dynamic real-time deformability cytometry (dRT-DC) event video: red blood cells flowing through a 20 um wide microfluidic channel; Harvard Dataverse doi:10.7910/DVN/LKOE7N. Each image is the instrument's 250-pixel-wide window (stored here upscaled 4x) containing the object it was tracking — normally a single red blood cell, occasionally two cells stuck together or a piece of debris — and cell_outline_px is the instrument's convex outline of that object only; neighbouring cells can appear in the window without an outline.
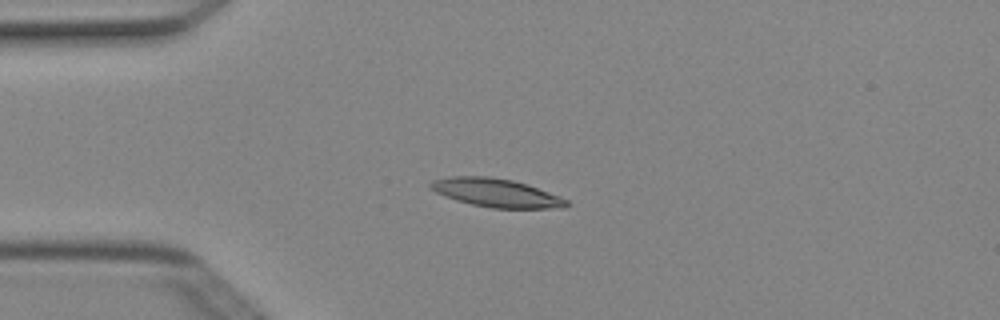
{"species": "Egyptian fruit bat (a non-hibernating species)", "species_latin": "Rousettus aegyptiacus", "temperature_condition": "cold", "stored_images_in_passage": 4, "camera_frame_rate_fps": 3000, "um_per_image_px": 0.085, "animal": {"sex": "female"}, "frame": {"image": 1, "passage_image": 4, "time_ms": 1.0, "image_size_px": [1000, 320], "cell_outline_px": [[568, 204], [564, 208], [492, 208], [472, 204], [456, 200], [436, 192], [428, 188], [428, 184], [432, 180], [448, 176], [488, 176], [512, 180], [528, 184], [560, 196], [568, 200]], "centroid_in_image_um": [42.16, 16.38], "position_along_channel_um": 42.8, "area_um2": 22.6}}